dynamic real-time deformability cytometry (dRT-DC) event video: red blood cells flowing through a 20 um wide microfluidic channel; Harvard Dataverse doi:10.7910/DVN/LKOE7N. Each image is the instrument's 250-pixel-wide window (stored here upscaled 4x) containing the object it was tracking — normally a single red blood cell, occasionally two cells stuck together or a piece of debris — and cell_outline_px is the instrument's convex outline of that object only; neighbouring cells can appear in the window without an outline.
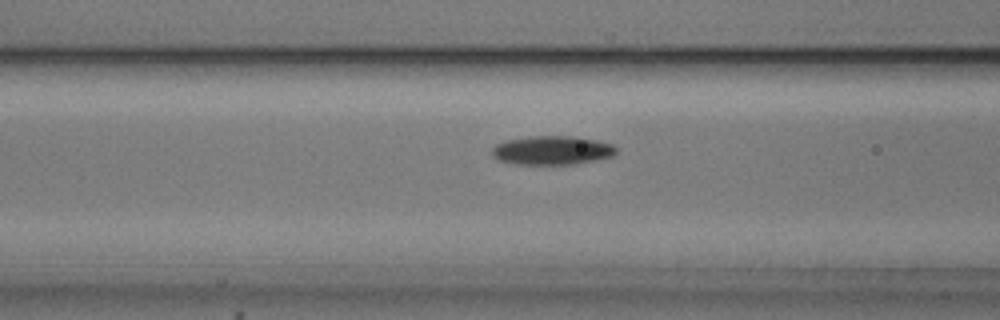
{"species": "common noctule bat (a hibernating species)", "species_latin": "Nyctalus noctula", "temperature_condition": "cold", "stored_images_in_passage": 55, "camera_frame_rate_fps": 3000, "um_per_image_px": 0.085, "animal": {"sex": "male", "body_mass_g": 20.5, "forearm_length_mm": 52.5}, "frame": {"image": 1, "passage_image": 22, "time_ms": 7.0, "image_size_px": [1000, 320], "cell_outline_px": [[616, 152], [612, 156], [576, 164], [512, 164], [500, 160], [492, 156], [492, 148], [496, 144], [504, 140], [528, 136], [572, 136], [596, 140], [612, 144], [616, 148]], "centroid_in_image_um": [46.89, 12.77], "position_along_channel_um": 119.7, "area_um2": 20.92}}
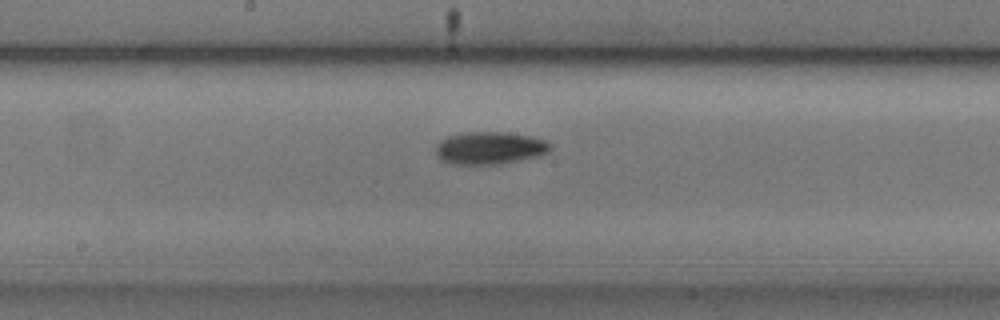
{"frame": {"image": 2, "passage_image": 29, "time_ms": 9.333, "image_size_px": [1000, 320], "cell_outline_px": [[552, 148], [548, 152], [540, 156], [500, 164], [452, 164], [440, 160], [436, 156], [436, 144], [440, 140], [448, 136], [464, 132], [504, 132], [532, 136], [544, 140], [552, 144]], "centroid_in_image_um": [41.63, 12.58], "position_along_channel_um": 206.6, "area_um2": 21.96}}
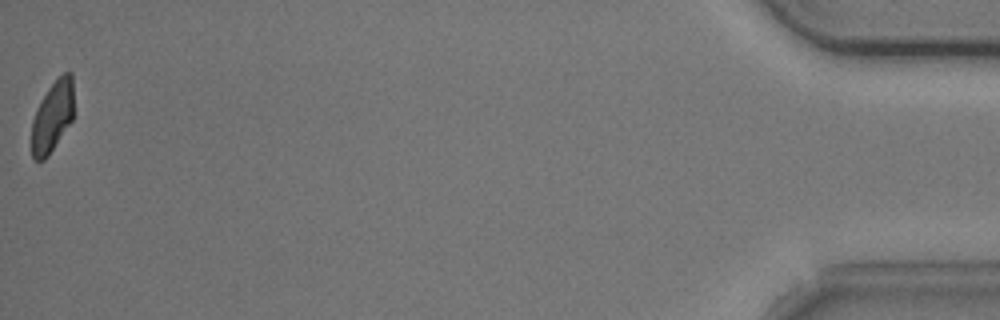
{"frame": {"image": 3, "passage_image": 55, "time_ms": 18.0, "image_size_px": [1000, 320], "cell_outline_px": [[72, 120], [48, 156], [44, 160], [36, 160], [32, 156], [32, 120], [36, 108], [48, 88], [64, 72], [72, 72]], "centroid_in_image_um": [4.44, 9.91], "position_along_channel_um": 430.8, "area_um2": 17.11}, "authors_computed_cell_mechanics": {"area_um2": 19.5364, "velocity_mm_per_s": 3.7127, "shape_relaxation_time_tau1_ms": 3.2518, "shape_relaxation_time_tau2_ms": null, "deformation_change_tau1": 0.1056, "deformation_change_tau2": null}}